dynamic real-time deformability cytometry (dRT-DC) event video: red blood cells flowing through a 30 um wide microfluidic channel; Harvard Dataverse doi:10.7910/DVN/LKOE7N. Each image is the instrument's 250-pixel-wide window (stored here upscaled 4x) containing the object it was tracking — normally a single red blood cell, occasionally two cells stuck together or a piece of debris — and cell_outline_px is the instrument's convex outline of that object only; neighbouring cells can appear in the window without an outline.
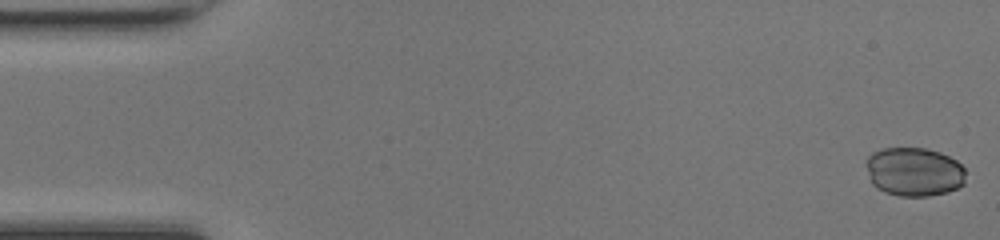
{"species": "common noctule bat (a hibernating species)", "species_latin": "Nyctalus noctula", "temperature_condition": "room temperature", "stored_images_in_passage": 48, "camera_frame_rate_fps": 3000, "um_per_image_px": 0.085, "animal": {"sex": "female", "body_mass_g": 17.0, "forearm_length_mm": 48.0}, "frame": {"image": 1, "passage_image": 1, "time_ms": 0.0, "image_size_px": [1000, 240], "cell_outline_px": [[964, 184], [948, 192], [928, 196], [900, 196], [884, 192], [876, 188], [872, 184], [868, 168], [868, 156], [872, 152], [884, 148], [924, 148], [940, 152], [956, 160], [964, 168]], "centroid_in_image_um": [77.71, 14.61], "position_along_channel_um": 7.3, "area_um2": 28.21}}
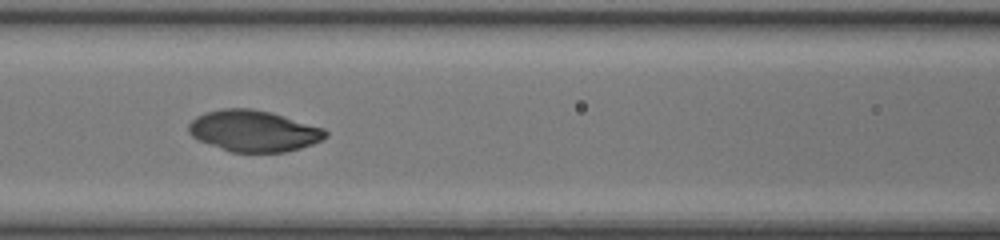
{"frame": {"image": 2, "passage_image": 21, "time_ms": 6.667, "image_size_px": [1000, 240], "cell_outline_px": [[328, 136], [312, 144], [300, 148], [284, 152], [232, 152], [200, 140], [192, 136], [188, 132], [188, 124], [196, 116], [208, 112], [224, 108], [252, 108], [284, 116], [324, 128], [328, 132]], "centroid_in_image_um": [21.57, 11.13], "position_along_channel_um": 145.0, "area_um2": 32.6}}
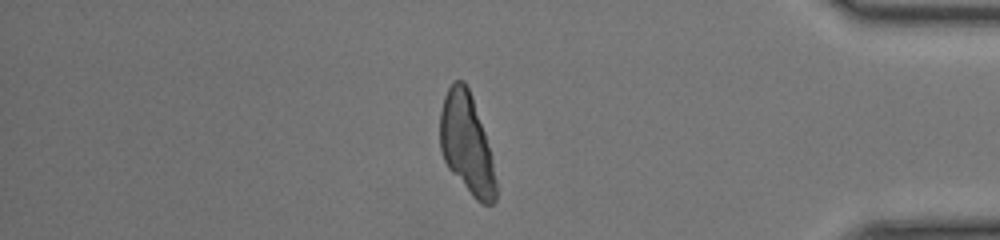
{"frame": {"image": 3, "passage_image": 41, "time_ms": 13.333, "image_size_px": [1000, 240], "cell_outline_px": [[496, 200], [492, 204], [480, 204], [472, 196], [448, 168], [444, 160], [440, 148], [440, 112], [444, 96], [452, 80], [464, 80], [472, 96], [492, 156], [496, 180]], "centroid_in_image_um": [39.66, 12.23], "position_along_channel_um": 395.5, "area_um2": 32.66}}